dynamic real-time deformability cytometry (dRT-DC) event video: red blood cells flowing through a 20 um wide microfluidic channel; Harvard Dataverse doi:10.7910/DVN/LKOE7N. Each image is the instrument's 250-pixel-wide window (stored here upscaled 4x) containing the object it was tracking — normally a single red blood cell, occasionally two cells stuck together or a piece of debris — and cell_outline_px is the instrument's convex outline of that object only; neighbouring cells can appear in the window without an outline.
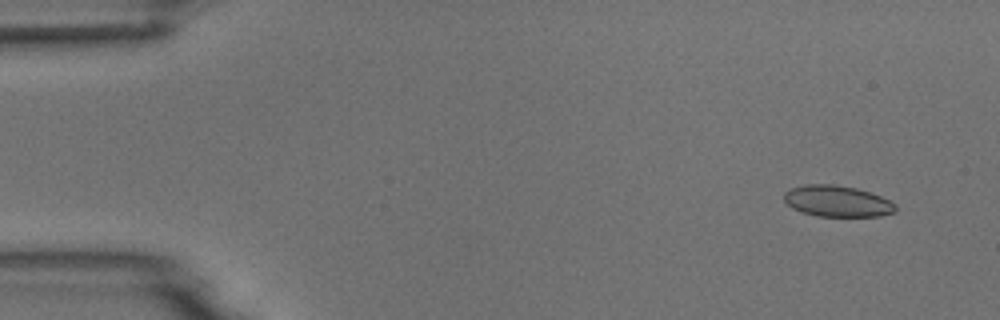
{"species": "common noctule bat (a hibernating species)", "species_latin": "Nyctalus noctula", "temperature_condition": "room temperature", "stored_images_in_passage": 6, "camera_frame_rate_fps": 3000, "um_per_image_px": 0.085, "animal": {"sex": "male", "body_mass_g": 18.8}, "frame": {"image": 1, "passage_image": 1, "time_ms": 0.0, "image_size_px": [1000, 320], "cell_outline_px": [[896, 212], [880, 216], [816, 216], [792, 208], [784, 200], [784, 192], [788, 188], [804, 184], [832, 184], [856, 188], [880, 196], [896, 204]], "centroid_in_image_um": [71.14, 17.09], "position_along_channel_um": 13.9, "area_um2": 20.29}}
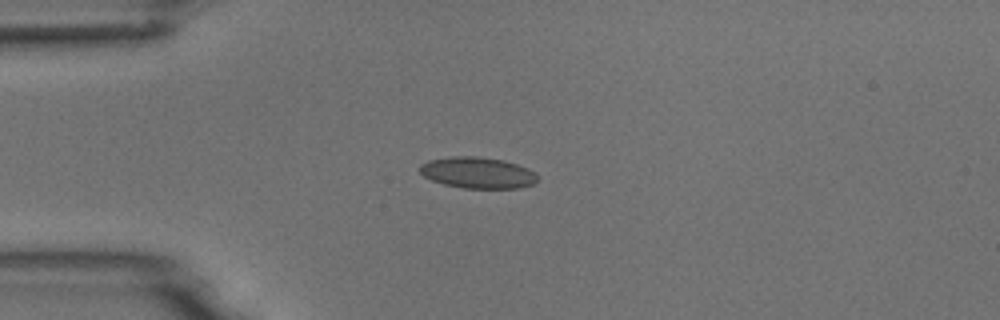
{"frame": {"image": 2, "passage_image": 4, "time_ms": 1.0, "image_size_px": [1000, 320], "cell_outline_px": [[536, 180], [532, 184], [520, 188], [464, 188], [444, 184], [432, 180], [424, 176], [420, 172], [420, 164], [428, 160], [452, 156], [476, 156], [504, 160], [528, 168], [536, 172]], "centroid_in_image_um": [40.59, 14.67], "position_along_channel_um": 44.4, "area_um2": 21.39}}
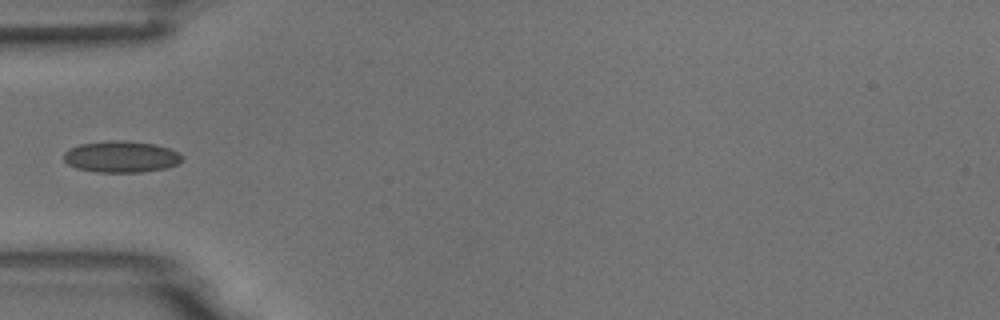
{"frame": {"image": 3, "passage_image": 5, "time_ms": 1.333, "image_size_px": [1000, 320], "cell_outline_px": [[184, 160], [176, 164], [164, 168], [144, 172], [96, 172], [76, 168], [68, 164], [64, 160], [64, 152], [68, 148], [80, 144], [112, 140], [120, 140], [152, 144], [168, 148], [184, 156]], "centroid_in_image_um": [10.27, 13.33], "position_along_channel_um": 74.7, "area_um2": 21.62}}